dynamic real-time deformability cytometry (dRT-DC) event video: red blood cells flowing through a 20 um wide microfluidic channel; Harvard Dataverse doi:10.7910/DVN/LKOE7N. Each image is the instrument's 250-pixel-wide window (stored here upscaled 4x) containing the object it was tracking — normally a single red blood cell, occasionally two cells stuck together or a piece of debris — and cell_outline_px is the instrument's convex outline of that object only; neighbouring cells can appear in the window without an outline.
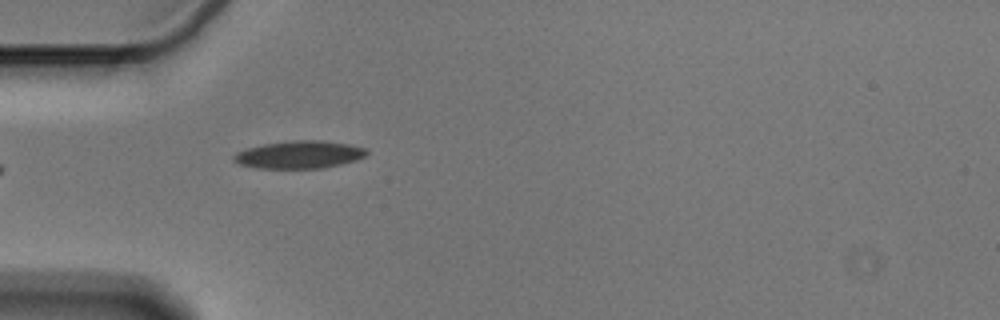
{"species": "Egyptian fruit bat (a non-hibernating species)", "species_latin": "Rousettus aegyptiacus", "temperature_condition": "cold", "stored_images_in_passage": 25, "camera_frame_rate_fps": 3000, "um_per_image_px": 0.085, "animal": {"sex": "male"}, "frame": {"image": 1, "passage_image": 1, "time_ms": 0.0, "image_size_px": [1000, 320], "cell_outline_px": [[368, 152], [364, 156], [356, 160], [324, 168], [256, 168], [240, 164], [232, 160], [232, 156], [236, 152], [248, 148], [264, 144], [296, 140], [320, 140], [348, 144], [364, 148]], "centroid_in_image_um": [25.41, 13.15], "position_along_channel_um": 59.6, "area_um2": 21.21}}